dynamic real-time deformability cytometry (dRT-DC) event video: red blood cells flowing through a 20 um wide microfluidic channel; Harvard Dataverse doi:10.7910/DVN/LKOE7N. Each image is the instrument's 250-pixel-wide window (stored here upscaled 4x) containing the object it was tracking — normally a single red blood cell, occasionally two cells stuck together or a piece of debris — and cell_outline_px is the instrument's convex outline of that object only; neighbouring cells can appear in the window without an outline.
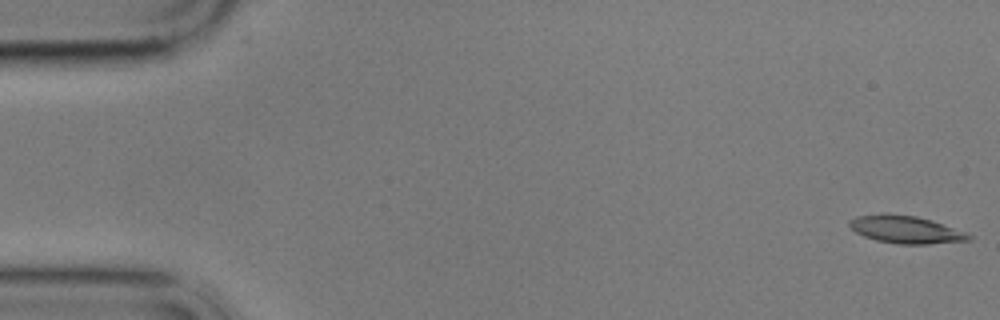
{"species": "common noctule bat (a hibernating species)", "species_latin": "Nyctalus noctula", "temperature_condition": "cold", "stored_images_in_passage": 9, "camera_frame_rate_fps": 3000, "um_per_image_px": 0.085, "animal": {"sex": "male", "body_mass_g": 17.9}, "frame": {"image": 1, "passage_image": 1, "time_ms": 0.0, "image_size_px": [1000, 320], "cell_outline_px": [[972, 240], [928, 244], [896, 244], [876, 240], [864, 236], [856, 232], [848, 224], [848, 220], [856, 216], [880, 212], [888, 212], [916, 216], [932, 220], [964, 232], [972, 236]], "centroid_in_image_um": [76.93, 19.49], "position_along_channel_um": 8.1, "area_um2": 19.42}}
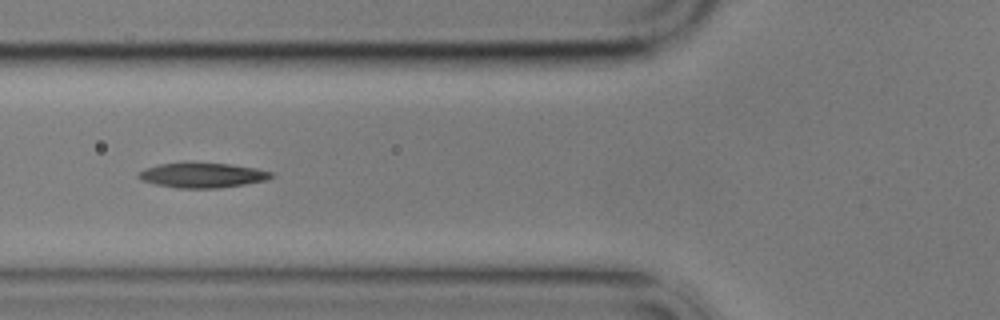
{"frame": {"image": 2, "passage_image": 7, "time_ms": 6.667, "image_size_px": [1000, 320], "cell_outline_px": [[276, 176], [268, 180], [244, 184], [216, 188], [176, 188], [156, 184], [140, 180], [136, 176], [144, 168], [160, 164], [184, 160], [232, 164], [256, 168], [276, 172]], "centroid_in_image_um": [17.22, 14.85], "position_along_channel_um": 108.6, "area_um2": 20.11}}
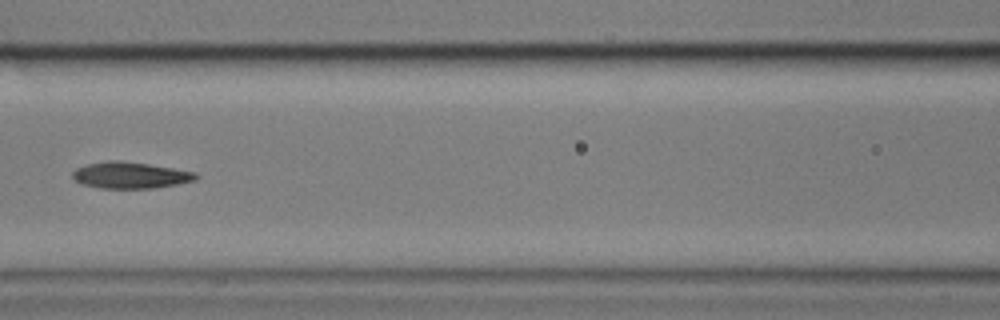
{"frame": {"image": 3, "passage_image": 8, "time_ms": 8.0, "image_size_px": [1000, 320], "cell_outline_px": [[200, 176], [196, 180], [156, 188], [100, 188], [80, 184], [72, 180], [72, 172], [76, 168], [88, 164], [108, 160], [116, 160], [148, 164], [196, 172]], "centroid_in_image_um": [11.05, 14.9], "position_along_channel_um": 155.6, "area_um2": 19.07}}